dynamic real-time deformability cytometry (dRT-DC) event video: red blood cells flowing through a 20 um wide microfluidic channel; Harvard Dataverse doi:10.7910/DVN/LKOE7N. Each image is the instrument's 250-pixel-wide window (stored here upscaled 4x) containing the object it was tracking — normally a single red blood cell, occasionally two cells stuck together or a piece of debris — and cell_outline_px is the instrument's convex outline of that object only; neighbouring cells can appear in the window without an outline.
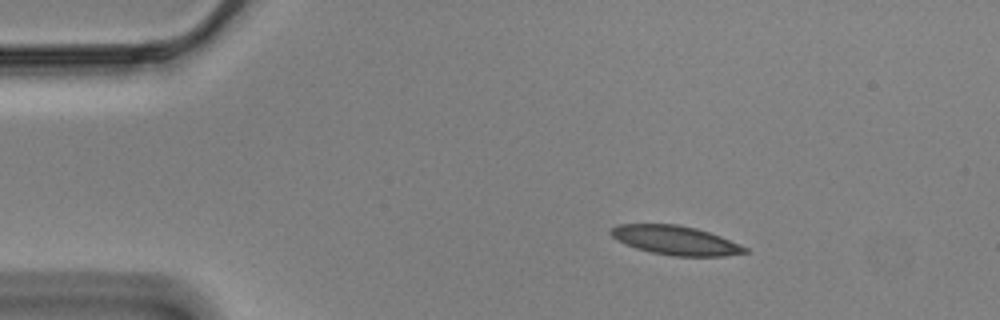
{"species": "Egyptian fruit bat (a non-hibernating species)", "species_latin": "Rousettus aegyptiacus", "temperature_condition": "cold", "stored_images_in_passage": 49, "camera_frame_rate_fps": 3000, "um_per_image_px": 0.085, "animal": {"sex": "male"}, "frame": {"image": 1, "passage_image": 1, "time_ms": 0.0, "image_size_px": [1000, 320], "cell_outline_px": [[748, 252], [724, 256], [672, 256], [652, 252], [636, 248], [624, 244], [612, 236], [608, 232], [612, 228], [620, 224], [676, 224], [696, 228], [720, 236], [748, 248]], "centroid_in_image_um": [57.4, 20.43], "position_along_channel_um": 27.6, "area_um2": 22.54}}
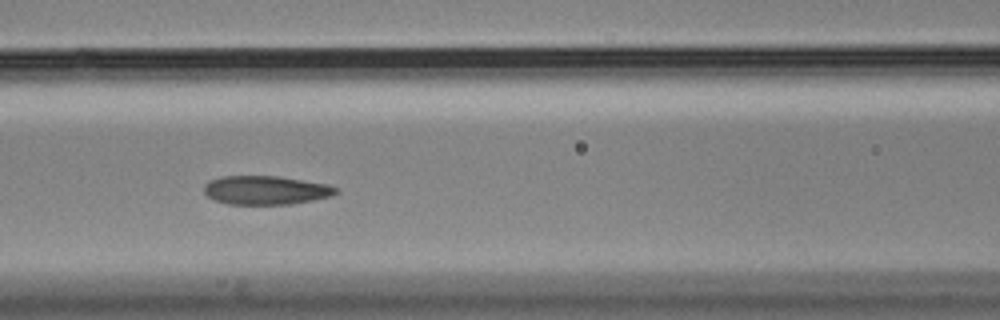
{"frame": {"image": 2, "passage_image": 16, "time_ms": 5.0, "image_size_px": [1000, 320], "cell_outline_px": [[340, 192], [332, 196], [292, 204], [228, 204], [216, 200], [208, 196], [204, 192], [204, 184], [208, 180], [220, 176], [280, 176], [328, 184], [340, 188]], "centroid_in_image_um": [22.63, 16.15], "position_along_channel_um": 144.0, "area_um2": 22.37}}
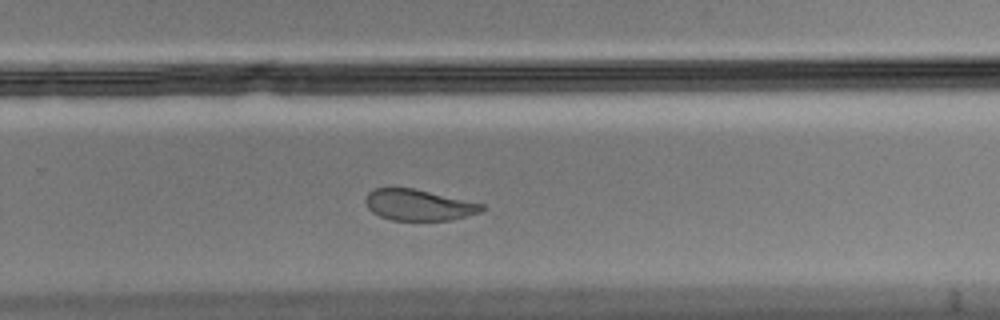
{"frame": {"image": 3, "passage_image": 29, "time_ms": 9.333, "image_size_px": [1000, 320], "cell_outline_px": [[488, 208], [480, 212], [452, 220], [392, 220], [380, 216], [372, 212], [368, 208], [364, 200], [368, 192], [372, 188], [412, 188], [484, 204]], "centroid_in_image_um": [35.58, 17.42], "position_along_channel_um": 294.2, "area_um2": 21.04}, "authors_computed_cell_mechanics": {"area_um2": 23.698, "velocity_mm_per_s": 3.4814, "shape_relaxation_time_tau1_ms": null, "shape_relaxation_time_tau2_ms": 1.3333, "deformation_change_tau1": null, "deformation_change_tau2": 0.0579}}